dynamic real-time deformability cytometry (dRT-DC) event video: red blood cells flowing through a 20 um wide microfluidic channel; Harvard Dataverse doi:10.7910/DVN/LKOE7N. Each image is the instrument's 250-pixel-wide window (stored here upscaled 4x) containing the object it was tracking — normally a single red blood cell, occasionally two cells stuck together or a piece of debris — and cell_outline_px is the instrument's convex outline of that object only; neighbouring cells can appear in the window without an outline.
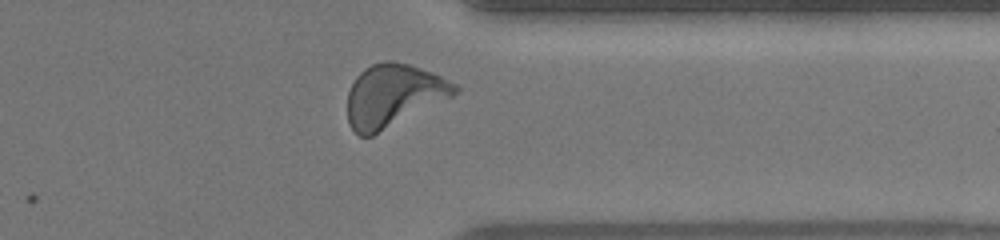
{"species": "human", "species_latin": "Homo sapiens", "temperature_condition": "warm", "stored_images_in_passage": 31, "camera_frame_rate_fps": 3000, "um_per_image_px": 0.085, "donor": {"sex": "female"}, "frame": {"image": 1, "passage_image": 27, "time_ms": 9.0, "image_size_px": [1000, 240], "cell_outline_px": [[460, 88], [452, 96], [372, 136], [360, 136], [348, 124], [348, 92], [356, 76], [364, 68], [372, 64], [384, 60], [392, 60], [408, 64], [432, 72], [456, 84]], "centroid_in_image_um": [33.41, 8.1], "position_along_channel_um": 378.0, "area_um2": 38.78}, "authors_computed_cell_mechanics": {"area_um2": 36.2984, "velocity_mm_per_s": 3.9938, "shape_relaxation_time_tau1_ms": 3.6605, "shape_relaxation_time_tau2_ms": 0.9503, "deformation_change_tau1": 0.1768, "deformation_change_tau2": 0.0769}}